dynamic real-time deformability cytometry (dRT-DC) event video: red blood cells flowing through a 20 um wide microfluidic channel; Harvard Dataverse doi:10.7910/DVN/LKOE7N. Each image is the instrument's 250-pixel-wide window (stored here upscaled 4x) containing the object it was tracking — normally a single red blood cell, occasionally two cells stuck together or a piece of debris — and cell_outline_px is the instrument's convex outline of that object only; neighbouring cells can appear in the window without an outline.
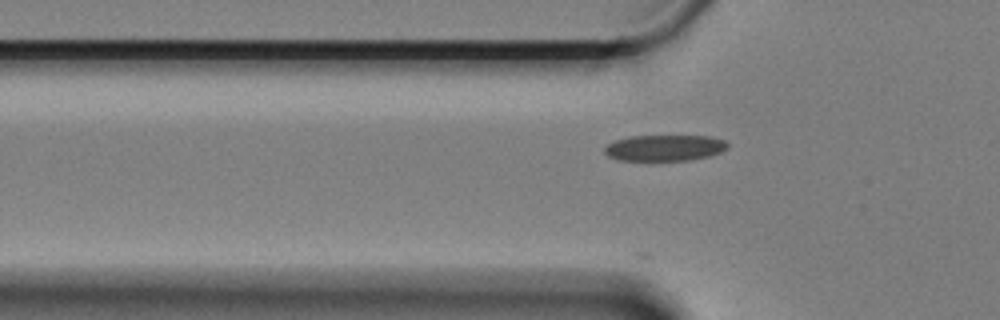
{"species": "Egyptian fruit bat (a non-hibernating species)", "species_latin": "Rousettus aegyptiacus", "temperature_condition": "cold", "stored_images_in_passage": 8, "camera_frame_rate_fps": 3000, "um_per_image_px": 0.085, "animal": {"sex": "female"}, "frame": {"image": 1, "passage_image": 6, "time_ms": 1.667, "image_size_px": [1000, 320], "cell_outline_px": [[728, 148], [720, 152], [708, 156], [692, 160], [620, 160], [608, 156], [604, 152], [604, 148], [608, 144], [616, 140], [628, 136], [712, 136], [724, 140], [728, 144]], "centroid_in_image_um": [56.5, 12.56], "position_along_channel_um": 69.3, "area_um2": 18.67}}